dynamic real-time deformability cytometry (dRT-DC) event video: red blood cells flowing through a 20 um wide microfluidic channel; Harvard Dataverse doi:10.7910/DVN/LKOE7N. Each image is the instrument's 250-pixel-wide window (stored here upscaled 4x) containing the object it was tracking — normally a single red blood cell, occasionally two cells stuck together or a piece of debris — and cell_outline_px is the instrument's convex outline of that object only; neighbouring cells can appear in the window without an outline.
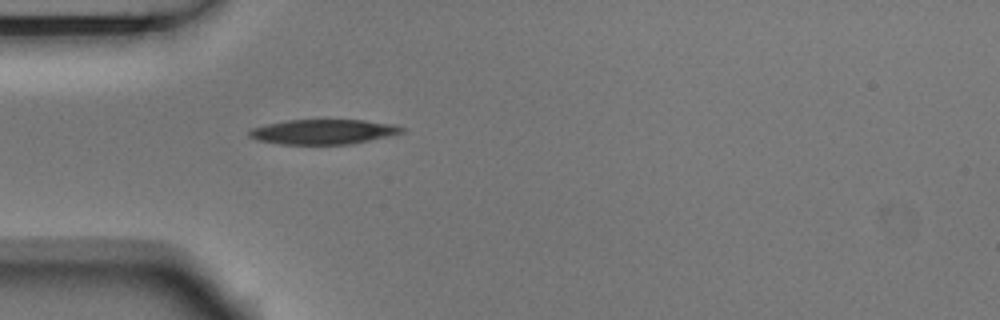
{"species": "Egyptian fruit bat (a non-hibernating species)", "species_latin": "Rousettus aegyptiacus", "temperature_condition": "room temperature", "stored_images_in_passage": 1, "camera_frame_rate_fps": 3000, "um_per_image_px": 0.085, "animal": {"sex": "male"}, "frame": {"image": 1, "passage_image": 1, "time_ms": 0.0, "image_size_px": [1000, 320], "cell_outline_px": [[404, 132], [392, 136], [352, 144], [280, 144], [256, 140], [248, 136], [248, 132], [252, 128], [268, 124], [288, 120], [364, 120], [396, 124], [404, 128]], "centroid_in_image_um": [27.53, 11.2], "position_along_channel_um": 57.5, "area_um2": 22.25}}